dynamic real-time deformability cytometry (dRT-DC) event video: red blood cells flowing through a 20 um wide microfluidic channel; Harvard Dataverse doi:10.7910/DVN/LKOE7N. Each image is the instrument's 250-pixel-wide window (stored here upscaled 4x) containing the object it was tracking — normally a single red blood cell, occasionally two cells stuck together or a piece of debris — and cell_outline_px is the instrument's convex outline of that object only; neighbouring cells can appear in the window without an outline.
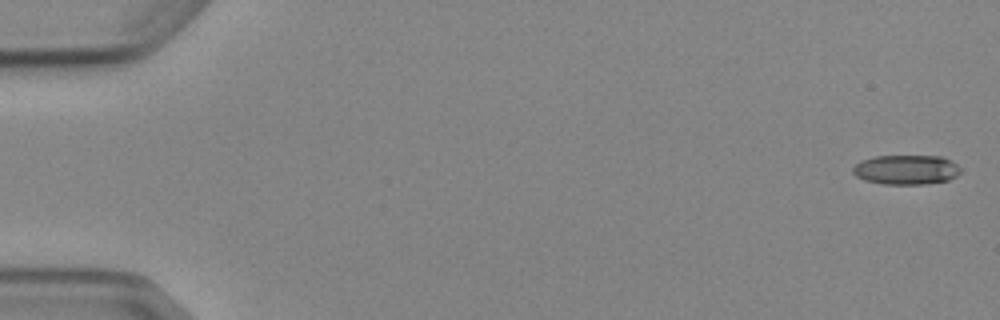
{"species": "Egyptian fruit bat (a non-hibernating species)", "species_latin": "Rousettus aegyptiacus", "temperature_condition": "cold", "stored_images_in_passage": 2, "camera_frame_rate_fps": 3000, "um_per_image_px": 0.085, "animal": {"sex": "female"}, "frame": {"image": 1, "passage_image": 2, "time_ms": 1.333, "image_size_px": [1000, 320], "cell_outline_px": [[960, 172], [956, 176], [948, 180], [924, 184], [884, 184], [864, 180], [856, 176], [852, 172], [852, 168], [860, 160], [876, 156], [940, 156], [952, 160], [960, 168]], "centroid_in_image_um": [77.01, 14.42], "position_along_channel_um": 8.0, "area_um2": 18.61}}